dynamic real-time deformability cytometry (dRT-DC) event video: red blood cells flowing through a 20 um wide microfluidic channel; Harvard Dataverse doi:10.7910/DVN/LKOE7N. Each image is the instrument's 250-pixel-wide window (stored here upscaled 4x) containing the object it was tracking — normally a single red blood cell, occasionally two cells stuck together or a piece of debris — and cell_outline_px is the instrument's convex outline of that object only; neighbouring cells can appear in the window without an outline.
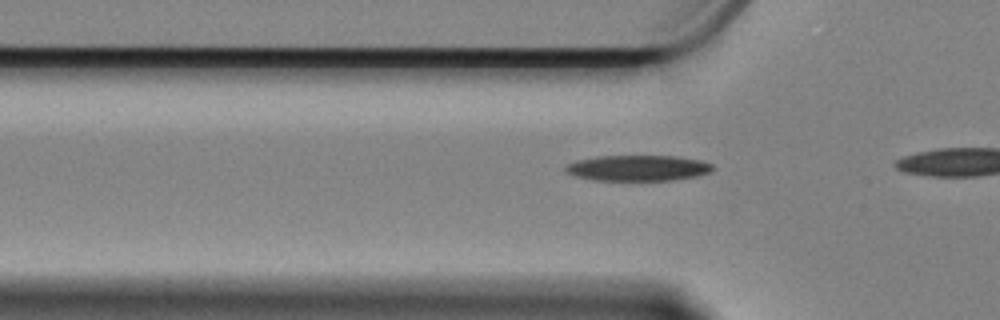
{"species": "Egyptian fruit bat (a non-hibernating species)", "species_latin": "Rousettus aegyptiacus", "temperature_condition": "cold", "stored_images_in_passage": 14, "camera_frame_rate_fps": 3000, "um_per_image_px": 0.085, "animal": {"sex": "female"}, "frame": {"image": 1, "passage_image": 8, "time_ms": 2.333, "image_size_px": [1000, 320], "cell_outline_px": [[716, 168], [712, 172], [696, 176], [672, 180], [592, 180], [576, 176], [568, 172], [564, 168], [568, 164], [576, 160], [596, 156], [676, 156], [700, 160], [712, 164]], "centroid_in_image_um": [54.26, 14.28], "position_along_channel_um": 71.5, "area_um2": 22.08}}
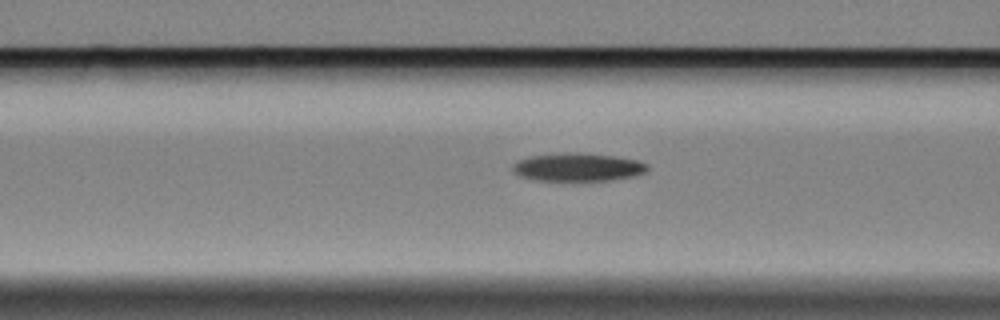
{"frame": {"image": 2, "passage_image": 12, "time_ms": 3.667, "image_size_px": [1000, 320], "cell_outline_px": [[648, 168], [644, 172], [632, 176], [612, 180], [536, 180], [520, 176], [512, 168], [512, 164], [520, 160], [532, 156], [612, 156], [636, 160], [648, 164]], "centroid_in_image_um": [49.14, 14.27], "position_along_channel_um": 117.5, "area_um2": 20.4}}